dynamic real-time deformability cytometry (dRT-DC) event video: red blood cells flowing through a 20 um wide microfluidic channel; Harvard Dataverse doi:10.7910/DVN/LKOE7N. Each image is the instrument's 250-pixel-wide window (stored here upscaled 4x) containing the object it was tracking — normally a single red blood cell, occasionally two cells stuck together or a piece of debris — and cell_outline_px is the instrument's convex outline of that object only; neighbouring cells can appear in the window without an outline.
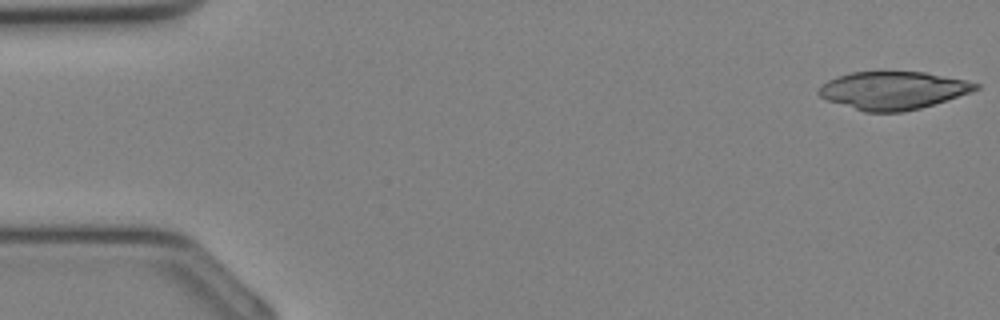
{"species": "Egyptian fruit bat (a non-hibernating species)", "species_latin": "Rousettus aegyptiacus", "temperature_condition": "cold", "stored_images_in_passage": 10, "camera_frame_rate_fps": 3000, "um_per_image_px": 0.085, "animal": {"sex": "female"}, "frame": {"image": 1, "passage_image": 1, "time_ms": 0.0, "image_size_px": [1000, 320], "cell_outline_px": [[980, 88], [920, 108], [904, 112], [864, 112], [828, 100], [820, 96], [816, 92], [820, 84], [836, 76], [852, 72], [924, 72], [964, 80], [980, 84]], "centroid_in_image_um": [75.83, 7.68], "position_along_channel_um": 9.2, "area_um2": 34.28}}